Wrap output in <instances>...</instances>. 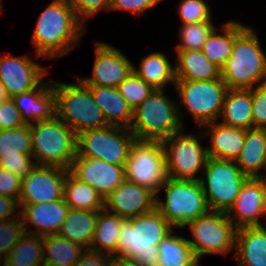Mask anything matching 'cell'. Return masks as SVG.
I'll return each mask as SVG.
<instances>
[{
	"label": "cell",
	"mask_w": 266,
	"mask_h": 266,
	"mask_svg": "<svg viewBox=\"0 0 266 266\" xmlns=\"http://www.w3.org/2000/svg\"><path fill=\"white\" fill-rule=\"evenodd\" d=\"M32 154V137L29 125L0 130V157Z\"/></svg>",
	"instance_id": "36"
},
{
	"label": "cell",
	"mask_w": 266,
	"mask_h": 266,
	"mask_svg": "<svg viewBox=\"0 0 266 266\" xmlns=\"http://www.w3.org/2000/svg\"><path fill=\"white\" fill-rule=\"evenodd\" d=\"M215 28L205 41L202 52L204 56L220 69L229 59L234 45V20H230L221 26L220 34ZM222 32V33H221Z\"/></svg>",
	"instance_id": "34"
},
{
	"label": "cell",
	"mask_w": 266,
	"mask_h": 266,
	"mask_svg": "<svg viewBox=\"0 0 266 266\" xmlns=\"http://www.w3.org/2000/svg\"><path fill=\"white\" fill-rule=\"evenodd\" d=\"M134 73L153 89H165L167 84L175 85V65H172L163 52H152L142 57L139 68Z\"/></svg>",
	"instance_id": "29"
},
{
	"label": "cell",
	"mask_w": 266,
	"mask_h": 266,
	"mask_svg": "<svg viewBox=\"0 0 266 266\" xmlns=\"http://www.w3.org/2000/svg\"><path fill=\"white\" fill-rule=\"evenodd\" d=\"M77 18L85 25L89 18H95L98 11L110 10L112 0H68Z\"/></svg>",
	"instance_id": "41"
},
{
	"label": "cell",
	"mask_w": 266,
	"mask_h": 266,
	"mask_svg": "<svg viewBox=\"0 0 266 266\" xmlns=\"http://www.w3.org/2000/svg\"><path fill=\"white\" fill-rule=\"evenodd\" d=\"M227 215L237 229L264 226L259 220L266 216V189L261 178H247Z\"/></svg>",
	"instance_id": "18"
},
{
	"label": "cell",
	"mask_w": 266,
	"mask_h": 266,
	"mask_svg": "<svg viewBox=\"0 0 266 266\" xmlns=\"http://www.w3.org/2000/svg\"><path fill=\"white\" fill-rule=\"evenodd\" d=\"M174 229L158 244V266H195V257L188 240L173 233Z\"/></svg>",
	"instance_id": "32"
},
{
	"label": "cell",
	"mask_w": 266,
	"mask_h": 266,
	"mask_svg": "<svg viewBox=\"0 0 266 266\" xmlns=\"http://www.w3.org/2000/svg\"><path fill=\"white\" fill-rule=\"evenodd\" d=\"M202 185L211 211L228 212L239 195L247 176L234 160L208 158L202 172Z\"/></svg>",
	"instance_id": "10"
},
{
	"label": "cell",
	"mask_w": 266,
	"mask_h": 266,
	"mask_svg": "<svg viewBox=\"0 0 266 266\" xmlns=\"http://www.w3.org/2000/svg\"><path fill=\"white\" fill-rule=\"evenodd\" d=\"M159 2H162V0H112L110 10L130 11L140 15L153 9Z\"/></svg>",
	"instance_id": "46"
},
{
	"label": "cell",
	"mask_w": 266,
	"mask_h": 266,
	"mask_svg": "<svg viewBox=\"0 0 266 266\" xmlns=\"http://www.w3.org/2000/svg\"><path fill=\"white\" fill-rule=\"evenodd\" d=\"M32 156L36 165L58 166L69 170L77 154V135L57 116L29 124Z\"/></svg>",
	"instance_id": "6"
},
{
	"label": "cell",
	"mask_w": 266,
	"mask_h": 266,
	"mask_svg": "<svg viewBox=\"0 0 266 266\" xmlns=\"http://www.w3.org/2000/svg\"><path fill=\"white\" fill-rule=\"evenodd\" d=\"M174 88L178 94L177 100H180L177 104L183 125L182 106L192 115L198 129L219 120L229 89L222 78L207 81L176 80Z\"/></svg>",
	"instance_id": "8"
},
{
	"label": "cell",
	"mask_w": 266,
	"mask_h": 266,
	"mask_svg": "<svg viewBox=\"0 0 266 266\" xmlns=\"http://www.w3.org/2000/svg\"><path fill=\"white\" fill-rule=\"evenodd\" d=\"M173 229L156 208L126 219L113 256L127 258L137 266H158L157 246Z\"/></svg>",
	"instance_id": "3"
},
{
	"label": "cell",
	"mask_w": 266,
	"mask_h": 266,
	"mask_svg": "<svg viewBox=\"0 0 266 266\" xmlns=\"http://www.w3.org/2000/svg\"><path fill=\"white\" fill-rule=\"evenodd\" d=\"M85 251L81 245L58 234L43 236L44 263L51 266H75Z\"/></svg>",
	"instance_id": "33"
},
{
	"label": "cell",
	"mask_w": 266,
	"mask_h": 266,
	"mask_svg": "<svg viewBox=\"0 0 266 266\" xmlns=\"http://www.w3.org/2000/svg\"><path fill=\"white\" fill-rule=\"evenodd\" d=\"M110 256L105 253L86 250L75 266H107Z\"/></svg>",
	"instance_id": "47"
},
{
	"label": "cell",
	"mask_w": 266,
	"mask_h": 266,
	"mask_svg": "<svg viewBox=\"0 0 266 266\" xmlns=\"http://www.w3.org/2000/svg\"><path fill=\"white\" fill-rule=\"evenodd\" d=\"M76 83L54 81L56 116L76 135L108 126L104 114L94 100L91 90L79 78Z\"/></svg>",
	"instance_id": "5"
},
{
	"label": "cell",
	"mask_w": 266,
	"mask_h": 266,
	"mask_svg": "<svg viewBox=\"0 0 266 266\" xmlns=\"http://www.w3.org/2000/svg\"><path fill=\"white\" fill-rule=\"evenodd\" d=\"M253 128L266 129V83L251 89Z\"/></svg>",
	"instance_id": "42"
},
{
	"label": "cell",
	"mask_w": 266,
	"mask_h": 266,
	"mask_svg": "<svg viewBox=\"0 0 266 266\" xmlns=\"http://www.w3.org/2000/svg\"><path fill=\"white\" fill-rule=\"evenodd\" d=\"M10 98L3 83L0 81V103Z\"/></svg>",
	"instance_id": "50"
},
{
	"label": "cell",
	"mask_w": 266,
	"mask_h": 266,
	"mask_svg": "<svg viewBox=\"0 0 266 266\" xmlns=\"http://www.w3.org/2000/svg\"><path fill=\"white\" fill-rule=\"evenodd\" d=\"M47 74V69L32 60L27 54L22 56L0 55V81L11 98L37 88Z\"/></svg>",
	"instance_id": "16"
},
{
	"label": "cell",
	"mask_w": 266,
	"mask_h": 266,
	"mask_svg": "<svg viewBox=\"0 0 266 266\" xmlns=\"http://www.w3.org/2000/svg\"><path fill=\"white\" fill-rule=\"evenodd\" d=\"M99 212L100 210L87 211L70 208L58 235L89 250Z\"/></svg>",
	"instance_id": "27"
},
{
	"label": "cell",
	"mask_w": 266,
	"mask_h": 266,
	"mask_svg": "<svg viewBox=\"0 0 266 266\" xmlns=\"http://www.w3.org/2000/svg\"><path fill=\"white\" fill-rule=\"evenodd\" d=\"M63 199L72 209L87 211L104 209L103 197L93 187L76 178L69 170L64 183Z\"/></svg>",
	"instance_id": "31"
},
{
	"label": "cell",
	"mask_w": 266,
	"mask_h": 266,
	"mask_svg": "<svg viewBox=\"0 0 266 266\" xmlns=\"http://www.w3.org/2000/svg\"><path fill=\"white\" fill-rule=\"evenodd\" d=\"M181 1L177 12L182 24L212 21L210 6L204 0Z\"/></svg>",
	"instance_id": "40"
},
{
	"label": "cell",
	"mask_w": 266,
	"mask_h": 266,
	"mask_svg": "<svg viewBox=\"0 0 266 266\" xmlns=\"http://www.w3.org/2000/svg\"><path fill=\"white\" fill-rule=\"evenodd\" d=\"M192 239H187L200 262L204 255L235 253L237 228L227 212L209 211L188 222Z\"/></svg>",
	"instance_id": "9"
},
{
	"label": "cell",
	"mask_w": 266,
	"mask_h": 266,
	"mask_svg": "<svg viewBox=\"0 0 266 266\" xmlns=\"http://www.w3.org/2000/svg\"><path fill=\"white\" fill-rule=\"evenodd\" d=\"M136 140L130 129L108 125L77 135V156L104 160L125 166L131 145Z\"/></svg>",
	"instance_id": "13"
},
{
	"label": "cell",
	"mask_w": 266,
	"mask_h": 266,
	"mask_svg": "<svg viewBox=\"0 0 266 266\" xmlns=\"http://www.w3.org/2000/svg\"><path fill=\"white\" fill-rule=\"evenodd\" d=\"M86 27L68 0H52L38 16L31 37L35 58L57 59L81 44Z\"/></svg>",
	"instance_id": "1"
},
{
	"label": "cell",
	"mask_w": 266,
	"mask_h": 266,
	"mask_svg": "<svg viewBox=\"0 0 266 266\" xmlns=\"http://www.w3.org/2000/svg\"><path fill=\"white\" fill-rule=\"evenodd\" d=\"M180 43L175 50H202L203 45L216 28L212 21L181 24L179 27Z\"/></svg>",
	"instance_id": "37"
},
{
	"label": "cell",
	"mask_w": 266,
	"mask_h": 266,
	"mask_svg": "<svg viewBox=\"0 0 266 266\" xmlns=\"http://www.w3.org/2000/svg\"><path fill=\"white\" fill-rule=\"evenodd\" d=\"M94 44L95 60L92 76L78 78L87 86L117 87L133 72V62L127 55L108 43L97 40Z\"/></svg>",
	"instance_id": "15"
},
{
	"label": "cell",
	"mask_w": 266,
	"mask_h": 266,
	"mask_svg": "<svg viewBox=\"0 0 266 266\" xmlns=\"http://www.w3.org/2000/svg\"><path fill=\"white\" fill-rule=\"evenodd\" d=\"M265 172H266V171H265ZM260 178H261L262 181L264 182L265 189H266V175L263 174Z\"/></svg>",
	"instance_id": "52"
},
{
	"label": "cell",
	"mask_w": 266,
	"mask_h": 266,
	"mask_svg": "<svg viewBox=\"0 0 266 266\" xmlns=\"http://www.w3.org/2000/svg\"><path fill=\"white\" fill-rule=\"evenodd\" d=\"M108 125L130 128L133 109L120 95L117 87L88 86Z\"/></svg>",
	"instance_id": "26"
},
{
	"label": "cell",
	"mask_w": 266,
	"mask_h": 266,
	"mask_svg": "<svg viewBox=\"0 0 266 266\" xmlns=\"http://www.w3.org/2000/svg\"><path fill=\"white\" fill-rule=\"evenodd\" d=\"M125 220L105 208L100 210L89 250L113 256L116 253L120 228Z\"/></svg>",
	"instance_id": "30"
},
{
	"label": "cell",
	"mask_w": 266,
	"mask_h": 266,
	"mask_svg": "<svg viewBox=\"0 0 266 266\" xmlns=\"http://www.w3.org/2000/svg\"><path fill=\"white\" fill-rule=\"evenodd\" d=\"M67 169L36 165L22 178L18 204H37L63 199Z\"/></svg>",
	"instance_id": "14"
},
{
	"label": "cell",
	"mask_w": 266,
	"mask_h": 266,
	"mask_svg": "<svg viewBox=\"0 0 266 266\" xmlns=\"http://www.w3.org/2000/svg\"><path fill=\"white\" fill-rule=\"evenodd\" d=\"M20 217L0 222V260L7 258L13 246L26 233Z\"/></svg>",
	"instance_id": "39"
},
{
	"label": "cell",
	"mask_w": 266,
	"mask_h": 266,
	"mask_svg": "<svg viewBox=\"0 0 266 266\" xmlns=\"http://www.w3.org/2000/svg\"><path fill=\"white\" fill-rule=\"evenodd\" d=\"M3 8H2V0H0V14L2 13Z\"/></svg>",
	"instance_id": "53"
},
{
	"label": "cell",
	"mask_w": 266,
	"mask_h": 266,
	"mask_svg": "<svg viewBox=\"0 0 266 266\" xmlns=\"http://www.w3.org/2000/svg\"><path fill=\"white\" fill-rule=\"evenodd\" d=\"M176 80L207 81L221 78V69L202 50H176Z\"/></svg>",
	"instance_id": "24"
},
{
	"label": "cell",
	"mask_w": 266,
	"mask_h": 266,
	"mask_svg": "<svg viewBox=\"0 0 266 266\" xmlns=\"http://www.w3.org/2000/svg\"><path fill=\"white\" fill-rule=\"evenodd\" d=\"M204 126L202 130L208 129L202 131L203 135L205 137L211 135L209 137L211 146L207 147L208 157L235 161L244 146L245 130L231 127L219 120Z\"/></svg>",
	"instance_id": "22"
},
{
	"label": "cell",
	"mask_w": 266,
	"mask_h": 266,
	"mask_svg": "<svg viewBox=\"0 0 266 266\" xmlns=\"http://www.w3.org/2000/svg\"><path fill=\"white\" fill-rule=\"evenodd\" d=\"M7 258L16 264L42 266L44 264L43 236L25 233L13 246Z\"/></svg>",
	"instance_id": "35"
},
{
	"label": "cell",
	"mask_w": 266,
	"mask_h": 266,
	"mask_svg": "<svg viewBox=\"0 0 266 266\" xmlns=\"http://www.w3.org/2000/svg\"><path fill=\"white\" fill-rule=\"evenodd\" d=\"M69 209L64 199L37 204H19V215L27 234L47 236L58 234ZM29 223L35 226L32 231L28 226Z\"/></svg>",
	"instance_id": "20"
},
{
	"label": "cell",
	"mask_w": 266,
	"mask_h": 266,
	"mask_svg": "<svg viewBox=\"0 0 266 266\" xmlns=\"http://www.w3.org/2000/svg\"><path fill=\"white\" fill-rule=\"evenodd\" d=\"M124 167L126 180L146 187L158 196L168 178L162 141L136 139Z\"/></svg>",
	"instance_id": "11"
},
{
	"label": "cell",
	"mask_w": 266,
	"mask_h": 266,
	"mask_svg": "<svg viewBox=\"0 0 266 266\" xmlns=\"http://www.w3.org/2000/svg\"><path fill=\"white\" fill-rule=\"evenodd\" d=\"M162 201L156 196V209L173 228L185 225L210 211L200 181L167 178L161 187Z\"/></svg>",
	"instance_id": "7"
},
{
	"label": "cell",
	"mask_w": 266,
	"mask_h": 266,
	"mask_svg": "<svg viewBox=\"0 0 266 266\" xmlns=\"http://www.w3.org/2000/svg\"><path fill=\"white\" fill-rule=\"evenodd\" d=\"M0 266H32V265L16 264L14 262H11L8 258H5L3 260H0Z\"/></svg>",
	"instance_id": "51"
},
{
	"label": "cell",
	"mask_w": 266,
	"mask_h": 266,
	"mask_svg": "<svg viewBox=\"0 0 266 266\" xmlns=\"http://www.w3.org/2000/svg\"><path fill=\"white\" fill-rule=\"evenodd\" d=\"M221 78L229 89H252L266 83V55L257 31L240 21L234 20L233 51L221 68Z\"/></svg>",
	"instance_id": "2"
},
{
	"label": "cell",
	"mask_w": 266,
	"mask_h": 266,
	"mask_svg": "<svg viewBox=\"0 0 266 266\" xmlns=\"http://www.w3.org/2000/svg\"><path fill=\"white\" fill-rule=\"evenodd\" d=\"M184 129L162 140L166 157L167 176L176 180H197L208 160L207 147L203 146L196 134H186Z\"/></svg>",
	"instance_id": "12"
},
{
	"label": "cell",
	"mask_w": 266,
	"mask_h": 266,
	"mask_svg": "<svg viewBox=\"0 0 266 266\" xmlns=\"http://www.w3.org/2000/svg\"><path fill=\"white\" fill-rule=\"evenodd\" d=\"M26 125L22 120L21 113L10 97L0 103V130L14 129Z\"/></svg>",
	"instance_id": "44"
},
{
	"label": "cell",
	"mask_w": 266,
	"mask_h": 266,
	"mask_svg": "<svg viewBox=\"0 0 266 266\" xmlns=\"http://www.w3.org/2000/svg\"><path fill=\"white\" fill-rule=\"evenodd\" d=\"M53 87L54 81L46 80L37 88L12 97L25 124L49 120L56 116V94Z\"/></svg>",
	"instance_id": "21"
},
{
	"label": "cell",
	"mask_w": 266,
	"mask_h": 266,
	"mask_svg": "<svg viewBox=\"0 0 266 266\" xmlns=\"http://www.w3.org/2000/svg\"><path fill=\"white\" fill-rule=\"evenodd\" d=\"M235 163L248 178L263 175L260 171H266V129L245 130L244 146Z\"/></svg>",
	"instance_id": "25"
},
{
	"label": "cell",
	"mask_w": 266,
	"mask_h": 266,
	"mask_svg": "<svg viewBox=\"0 0 266 266\" xmlns=\"http://www.w3.org/2000/svg\"><path fill=\"white\" fill-rule=\"evenodd\" d=\"M221 123L243 130L253 128L251 89H228L220 116Z\"/></svg>",
	"instance_id": "28"
},
{
	"label": "cell",
	"mask_w": 266,
	"mask_h": 266,
	"mask_svg": "<svg viewBox=\"0 0 266 266\" xmlns=\"http://www.w3.org/2000/svg\"><path fill=\"white\" fill-rule=\"evenodd\" d=\"M177 101L165 94V89H154L133 110L130 131L138 140H163L184 129Z\"/></svg>",
	"instance_id": "4"
},
{
	"label": "cell",
	"mask_w": 266,
	"mask_h": 266,
	"mask_svg": "<svg viewBox=\"0 0 266 266\" xmlns=\"http://www.w3.org/2000/svg\"><path fill=\"white\" fill-rule=\"evenodd\" d=\"M117 89L133 110L154 90L144 80L139 78L134 71L117 86Z\"/></svg>",
	"instance_id": "38"
},
{
	"label": "cell",
	"mask_w": 266,
	"mask_h": 266,
	"mask_svg": "<svg viewBox=\"0 0 266 266\" xmlns=\"http://www.w3.org/2000/svg\"><path fill=\"white\" fill-rule=\"evenodd\" d=\"M69 171L93 187L105 199L126 178L125 167L104 160L75 156Z\"/></svg>",
	"instance_id": "17"
},
{
	"label": "cell",
	"mask_w": 266,
	"mask_h": 266,
	"mask_svg": "<svg viewBox=\"0 0 266 266\" xmlns=\"http://www.w3.org/2000/svg\"><path fill=\"white\" fill-rule=\"evenodd\" d=\"M234 257L237 266H266V223L237 229Z\"/></svg>",
	"instance_id": "23"
},
{
	"label": "cell",
	"mask_w": 266,
	"mask_h": 266,
	"mask_svg": "<svg viewBox=\"0 0 266 266\" xmlns=\"http://www.w3.org/2000/svg\"><path fill=\"white\" fill-rule=\"evenodd\" d=\"M107 266H137V265L128 260L127 258L110 256L107 262Z\"/></svg>",
	"instance_id": "49"
},
{
	"label": "cell",
	"mask_w": 266,
	"mask_h": 266,
	"mask_svg": "<svg viewBox=\"0 0 266 266\" xmlns=\"http://www.w3.org/2000/svg\"><path fill=\"white\" fill-rule=\"evenodd\" d=\"M36 166L32 154H22L12 157H0V168L9 170L13 174L24 178Z\"/></svg>",
	"instance_id": "43"
},
{
	"label": "cell",
	"mask_w": 266,
	"mask_h": 266,
	"mask_svg": "<svg viewBox=\"0 0 266 266\" xmlns=\"http://www.w3.org/2000/svg\"><path fill=\"white\" fill-rule=\"evenodd\" d=\"M18 208L19 204L14 198L0 195V222L18 217Z\"/></svg>",
	"instance_id": "48"
},
{
	"label": "cell",
	"mask_w": 266,
	"mask_h": 266,
	"mask_svg": "<svg viewBox=\"0 0 266 266\" xmlns=\"http://www.w3.org/2000/svg\"><path fill=\"white\" fill-rule=\"evenodd\" d=\"M42 266H51V265L44 263Z\"/></svg>",
	"instance_id": "54"
},
{
	"label": "cell",
	"mask_w": 266,
	"mask_h": 266,
	"mask_svg": "<svg viewBox=\"0 0 266 266\" xmlns=\"http://www.w3.org/2000/svg\"><path fill=\"white\" fill-rule=\"evenodd\" d=\"M104 208L124 219L134 218L156 208V194L125 179L104 199Z\"/></svg>",
	"instance_id": "19"
},
{
	"label": "cell",
	"mask_w": 266,
	"mask_h": 266,
	"mask_svg": "<svg viewBox=\"0 0 266 266\" xmlns=\"http://www.w3.org/2000/svg\"><path fill=\"white\" fill-rule=\"evenodd\" d=\"M22 178L9 170L0 168V195L14 198L17 202L21 191Z\"/></svg>",
	"instance_id": "45"
}]
</instances>
